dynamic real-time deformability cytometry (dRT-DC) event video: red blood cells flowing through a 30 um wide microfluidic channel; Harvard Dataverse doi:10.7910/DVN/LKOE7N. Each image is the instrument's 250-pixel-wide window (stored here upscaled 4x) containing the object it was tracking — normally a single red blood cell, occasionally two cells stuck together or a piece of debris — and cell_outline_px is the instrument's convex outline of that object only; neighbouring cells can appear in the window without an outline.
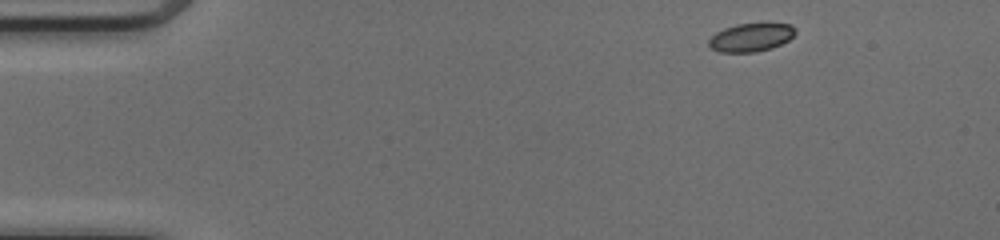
{"species": "common noctule bat (a hibernating species)", "species_latin": "Nyctalus noctula", "temperature_condition": "cold", "stored_images_in_passage": 45, "camera_frame_rate_fps": 3000, "um_per_image_px": 0.085, "animal": {"sex": "female", "body_mass_g": 17.0, "forearm_length_mm": 48.0}, "frame": {"image": 1, "passage_image": 1, "time_ms": 0.0, "image_size_px": [1000, 240], "cell_outline_px": [[796, 32], [788, 40], [772, 48], [756, 52], [720, 52], [712, 48], [708, 44], [708, 40], [716, 32], [724, 28], [736, 24], [768, 20], [792, 24], [796, 28]], "centroid_in_image_um": [63.9, 3.11], "position_along_channel_um": 21.1, "area_um2": 14.97}}
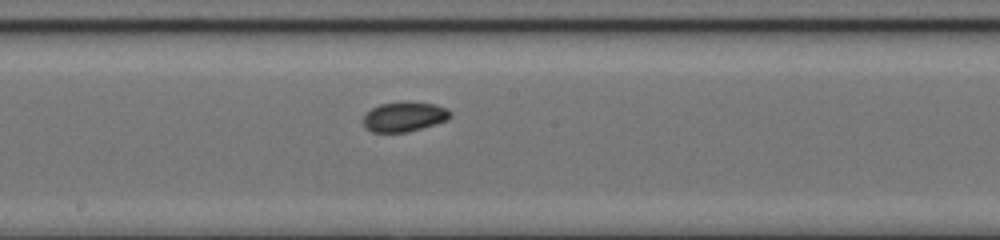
{"frame": {"image": 2, "passage_image": 22, "time_ms": 7.0, "image_size_px": [1000, 240], "cell_outline_px": [[452, 116], [448, 120], [408, 132], [372, 132], [364, 128], [364, 116], [372, 108], [380, 104], [436, 104], [448, 108], [452, 112]], "centroid_in_image_um": [34.39, 9.96], "position_along_channel_um": 213.8, "area_um2": 14.62}}
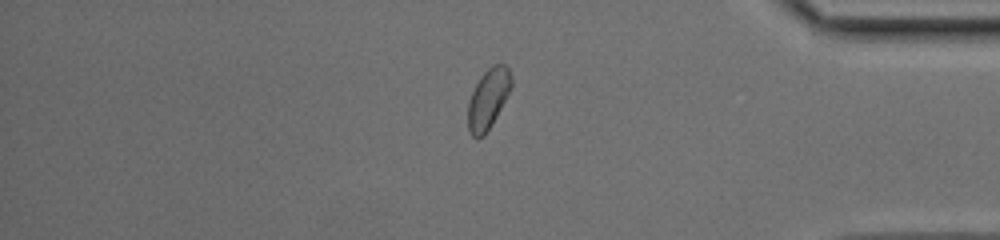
{"frame": {"image": 3, "passage_image": 37, "time_ms": 12.0, "image_size_px": [1000, 240], "cell_outline_px": [[512, 84], [492, 124], [484, 136], [472, 136], [468, 128], [468, 100], [480, 76], [492, 64], [504, 64], [508, 68], [512, 76]], "centroid_in_image_um": [41.48, 8.36], "position_along_channel_um": 393.7, "area_um2": 14.91}, "authors_computed_cell_mechanics": {"area_um2": 15.0858, "velocity_mm_per_s": 4.125, "shape_relaxation_time_tau1_ms": 4.8582, "shape_relaxation_time_tau2_ms": 1.5184, "deformation_change_tau1": 0.1008, "deformation_change_tau2": 0.0438}}